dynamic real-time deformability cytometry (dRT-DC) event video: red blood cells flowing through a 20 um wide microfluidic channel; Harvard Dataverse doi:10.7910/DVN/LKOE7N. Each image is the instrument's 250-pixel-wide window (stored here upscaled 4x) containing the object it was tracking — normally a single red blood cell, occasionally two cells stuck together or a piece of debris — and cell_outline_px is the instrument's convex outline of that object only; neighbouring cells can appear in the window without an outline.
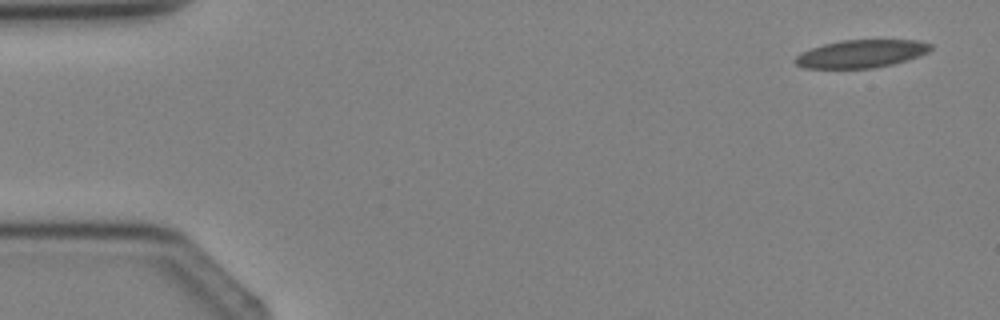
{"species": "Egyptian fruit bat (a non-hibernating species)", "species_latin": "Rousettus aegyptiacus", "temperature_condition": "cold", "stored_images_in_passage": 3, "camera_frame_rate_fps": 3000, "um_per_image_px": 0.085, "animal": {"sex": "female"}, "frame": {"image": 1, "passage_image": 1, "time_ms": 0.0, "image_size_px": [1000, 320], "cell_outline_px": [[932, 48], [928, 52], [920, 56], [908, 60], [892, 64], [872, 68], [804, 68], [796, 64], [792, 60], [796, 56], [812, 48], [824, 44], [840, 40], [920, 40], [932, 44]], "centroid_in_image_um": [73.23, 4.57], "position_along_channel_um": 11.8, "area_um2": 22.02}}